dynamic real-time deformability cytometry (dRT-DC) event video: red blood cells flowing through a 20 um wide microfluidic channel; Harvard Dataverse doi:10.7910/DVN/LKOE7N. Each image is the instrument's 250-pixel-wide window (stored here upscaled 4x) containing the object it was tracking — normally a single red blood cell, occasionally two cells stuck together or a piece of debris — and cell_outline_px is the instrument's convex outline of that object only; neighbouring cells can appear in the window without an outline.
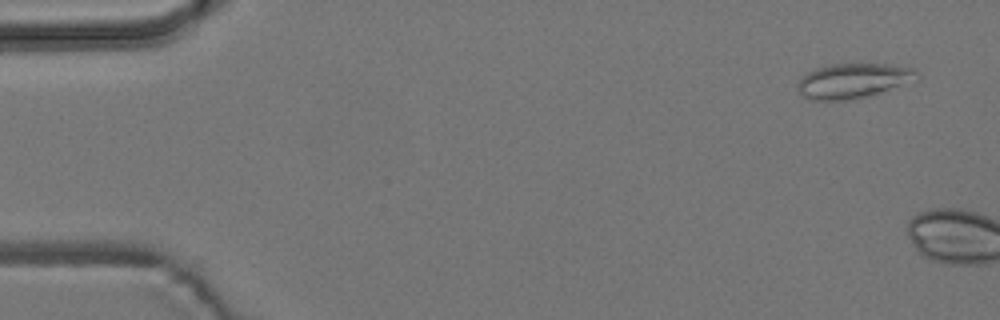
{"species": "common noctule bat (a hibernating species)", "species_latin": "Nyctalus noctula", "temperature_condition": "room temperature", "stored_images_in_passage": 5, "camera_frame_rate_fps": 3000, "um_per_image_px": 0.085, "animal": {"sex": "male", "body_mass_g": 19.2, "forearm_length_mm": 51.8}, "frame": {"image": 1, "passage_image": 3, "time_ms": 0.667, "image_size_px": [1000, 320], "cell_outline_px": [[920, 80], [868, 96], [848, 100], [816, 100], [804, 96], [796, 88], [796, 84], [808, 72], [816, 68], [832, 64], [888, 64], [912, 68], [920, 76]], "centroid_in_image_um": [72.57, 6.86], "position_along_channel_um": 12.4, "area_um2": 24.22}}